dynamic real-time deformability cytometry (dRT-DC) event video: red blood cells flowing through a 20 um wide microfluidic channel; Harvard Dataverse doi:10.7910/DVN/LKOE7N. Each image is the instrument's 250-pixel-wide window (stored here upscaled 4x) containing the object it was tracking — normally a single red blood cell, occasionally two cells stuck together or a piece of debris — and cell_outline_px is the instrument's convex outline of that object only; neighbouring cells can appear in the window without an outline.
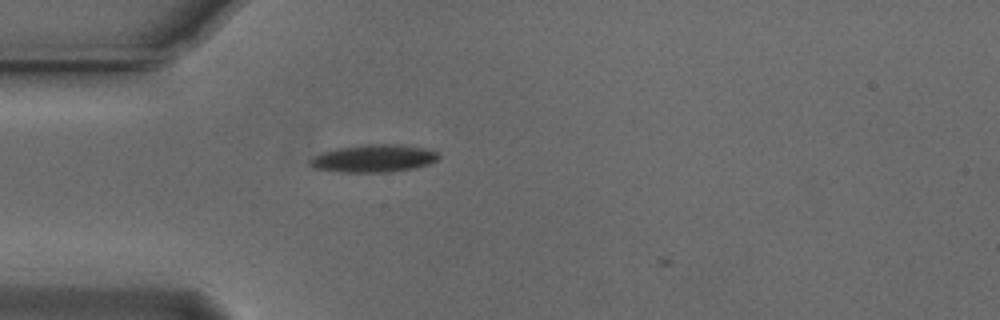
{"species": "Egyptian fruit bat (a non-hibernating species)", "species_latin": "Rousettus aegyptiacus", "temperature_condition": "cold", "stored_images_in_passage": 9, "camera_frame_rate_fps": 3000, "um_per_image_px": 0.085, "animal": {"sex": "male"}, "frame": {"image": 1, "passage_image": 4, "time_ms": 1.0, "image_size_px": [1000, 320], "cell_outline_px": [[440, 156], [436, 160], [428, 164], [412, 168], [392, 172], [340, 172], [316, 168], [308, 164], [316, 156], [324, 152], [336, 148], [368, 144], [400, 144], [424, 148], [436, 152]], "centroid_in_image_um": [31.79, 13.46], "position_along_channel_um": 53.2, "area_um2": 20.4}}
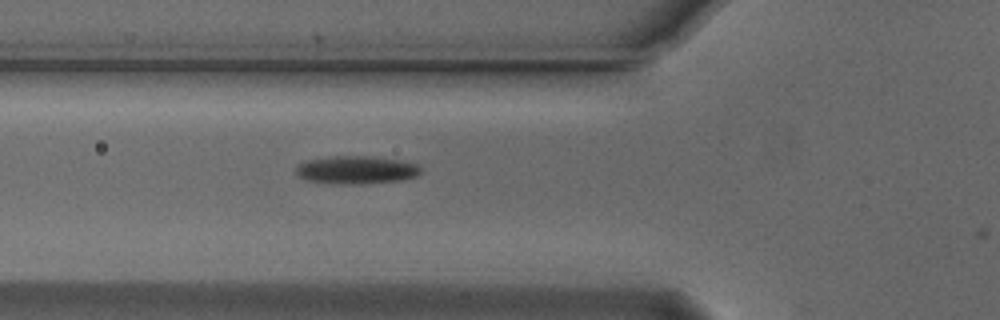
{"frame": {"image": 2, "passage_image": 8, "time_ms": 2.333, "image_size_px": [1000, 320], "cell_outline_px": [[420, 172], [416, 176], [400, 180], [360, 184], [332, 184], [308, 180], [296, 176], [296, 168], [304, 160], [332, 156], [372, 156], [408, 160], [416, 164], [420, 168]], "centroid_in_image_um": [30.28, 14.43], "position_along_channel_um": 95.5, "area_um2": 20.63}}